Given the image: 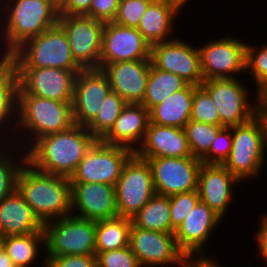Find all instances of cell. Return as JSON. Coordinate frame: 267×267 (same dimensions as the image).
<instances>
[{
  "mask_svg": "<svg viewBox=\"0 0 267 267\" xmlns=\"http://www.w3.org/2000/svg\"><path fill=\"white\" fill-rule=\"evenodd\" d=\"M147 160L157 194L170 196L198 189L202 161L196 157H156Z\"/></svg>",
  "mask_w": 267,
  "mask_h": 267,
  "instance_id": "14",
  "label": "cell"
},
{
  "mask_svg": "<svg viewBox=\"0 0 267 267\" xmlns=\"http://www.w3.org/2000/svg\"><path fill=\"white\" fill-rule=\"evenodd\" d=\"M0 267H15L13 261L3 248L0 250Z\"/></svg>",
  "mask_w": 267,
  "mask_h": 267,
  "instance_id": "49",
  "label": "cell"
},
{
  "mask_svg": "<svg viewBox=\"0 0 267 267\" xmlns=\"http://www.w3.org/2000/svg\"><path fill=\"white\" fill-rule=\"evenodd\" d=\"M153 1L154 0H120L118 13L113 22L125 27L137 28L143 14Z\"/></svg>",
  "mask_w": 267,
  "mask_h": 267,
  "instance_id": "39",
  "label": "cell"
},
{
  "mask_svg": "<svg viewBox=\"0 0 267 267\" xmlns=\"http://www.w3.org/2000/svg\"><path fill=\"white\" fill-rule=\"evenodd\" d=\"M252 45L247 43L246 46V74L249 73L257 90L267 81V42L260 47Z\"/></svg>",
  "mask_w": 267,
  "mask_h": 267,
  "instance_id": "37",
  "label": "cell"
},
{
  "mask_svg": "<svg viewBox=\"0 0 267 267\" xmlns=\"http://www.w3.org/2000/svg\"><path fill=\"white\" fill-rule=\"evenodd\" d=\"M222 126L210 125L189 120L184 131L189 143L192 156L201 159L210 149Z\"/></svg>",
  "mask_w": 267,
  "mask_h": 267,
  "instance_id": "35",
  "label": "cell"
},
{
  "mask_svg": "<svg viewBox=\"0 0 267 267\" xmlns=\"http://www.w3.org/2000/svg\"><path fill=\"white\" fill-rule=\"evenodd\" d=\"M3 239H4V235L0 233V250L3 248Z\"/></svg>",
  "mask_w": 267,
  "mask_h": 267,
  "instance_id": "51",
  "label": "cell"
},
{
  "mask_svg": "<svg viewBox=\"0 0 267 267\" xmlns=\"http://www.w3.org/2000/svg\"><path fill=\"white\" fill-rule=\"evenodd\" d=\"M110 91L109 79L101 69L79 71L75 78L72 103L74 123L86 127L97 116Z\"/></svg>",
  "mask_w": 267,
  "mask_h": 267,
  "instance_id": "18",
  "label": "cell"
},
{
  "mask_svg": "<svg viewBox=\"0 0 267 267\" xmlns=\"http://www.w3.org/2000/svg\"><path fill=\"white\" fill-rule=\"evenodd\" d=\"M266 150L263 122L256 115L247 123L232 127V149L222 165L240 182L255 180L267 161Z\"/></svg>",
  "mask_w": 267,
  "mask_h": 267,
  "instance_id": "6",
  "label": "cell"
},
{
  "mask_svg": "<svg viewBox=\"0 0 267 267\" xmlns=\"http://www.w3.org/2000/svg\"><path fill=\"white\" fill-rule=\"evenodd\" d=\"M257 107H267V81L255 90Z\"/></svg>",
  "mask_w": 267,
  "mask_h": 267,
  "instance_id": "46",
  "label": "cell"
},
{
  "mask_svg": "<svg viewBox=\"0 0 267 267\" xmlns=\"http://www.w3.org/2000/svg\"><path fill=\"white\" fill-rule=\"evenodd\" d=\"M232 149V127H223L216 135L209 151L201 158L203 164L222 165Z\"/></svg>",
  "mask_w": 267,
  "mask_h": 267,
  "instance_id": "40",
  "label": "cell"
},
{
  "mask_svg": "<svg viewBox=\"0 0 267 267\" xmlns=\"http://www.w3.org/2000/svg\"><path fill=\"white\" fill-rule=\"evenodd\" d=\"M151 45L134 27L106 22L102 35L99 69L107 64L150 59Z\"/></svg>",
  "mask_w": 267,
  "mask_h": 267,
  "instance_id": "17",
  "label": "cell"
},
{
  "mask_svg": "<svg viewBox=\"0 0 267 267\" xmlns=\"http://www.w3.org/2000/svg\"><path fill=\"white\" fill-rule=\"evenodd\" d=\"M44 224L16 189L0 202V233L6 236L44 232Z\"/></svg>",
  "mask_w": 267,
  "mask_h": 267,
  "instance_id": "26",
  "label": "cell"
},
{
  "mask_svg": "<svg viewBox=\"0 0 267 267\" xmlns=\"http://www.w3.org/2000/svg\"><path fill=\"white\" fill-rule=\"evenodd\" d=\"M184 6L180 0H154L143 14L137 29L151 46L172 40L173 34L175 37L176 18Z\"/></svg>",
  "mask_w": 267,
  "mask_h": 267,
  "instance_id": "25",
  "label": "cell"
},
{
  "mask_svg": "<svg viewBox=\"0 0 267 267\" xmlns=\"http://www.w3.org/2000/svg\"><path fill=\"white\" fill-rule=\"evenodd\" d=\"M261 219L260 224H258L259 228L257 229V232L255 233V242H256V248L258 250V254L265 260L267 263V213H263V215H260Z\"/></svg>",
  "mask_w": 267,
  "mask_h": 267,
  "instance_id": "45",
  "label": "cell"
},
{
  "mask_svg": "<svg viewBox=\"0 0 267 267\" xmlns=\"http://www.w3.org/2000/svg\"><path fill=\"white\" fill-rule=\"evenodd\" d=\"M96 140L86 127L74 124L37 139L26 150L27 162L39 171L70 178Z\"/></svg>",
  "mask_w": 267,
  "mask_h": 267,
  "instance_id": "2",
  "label": "cell"
},
{
  "mask_svg": "<svg viewBox=\"0 0 267 267\" xmlns=\"http://www.w3.org/2000/svg\"><path fill=\"white\" fill-rule=\"evenodd\" d=\"M171 234L184 222L186 216L200 201L198 190L185 193H177L169 196Z\"/></svg>",
  "mask_w": 267,
  "mask_h": 267,
  "instance_id": "38",
  "label": "cell"
},
{
  "mask_svg": "<svg viewBox=\"0 0 267 267\" xmlns=\"http://www.w3.org/2000/svg\"><path fill=\"white\" fill-rule=\"evenodd\" d=\"M12 147L15 148L12 149ZM14 150H16V152ZM19 150L22 152L20 153ZM19 154H21V156ZM26 161V150L18 146L8 144V146H5V148L0 151V202L16 190L18 174Z\"/></svg>",
  "mask_w": 267,
  "mask_h": 267,
  "instance_id": "33",
  "label": "cell"
},
{
  "mask_svg": "<svg viewBox=\"0 0 267 267\" xmlns=\"http://www.w3.org/2000/svg\"><path fill=\"white\" fill-rule=\"evenodd\" d=\"M0 151H2L4 148H5V146H7V144H5L4 143V141L0 138ZM4 143V145H2ZM1 146H4V147H1Z\"/></svg>",
  "mask_w": 267,
  "mask_h": 267,
  "instance_id": "52",
  "label": "cell"
},
{
  "mask_svg": "<svg viewBox=\"0 0 267 267\" xmlns=\"http://www.w3.org/2000/svg\"><path fill=\"white\" fill-rule=\"evenodd\" d=\"M209 39L204 45L198 46L200 54V68L204 80L237 78L246 72V46L237 37L229 35Z\"/></svg>",
  "mask_w": 267,
  "mask_h": 267,
  "instance_id": "11",
  "label": "cell"
},
{
  "mask_svg": "<svg viewBox=\"0 0 267 267\" xmlns=\"http://www.w3.org/2000/svg\"><path fill=\"white\" fill-rule=\"evenodd\" d=\"M244 85L239 77L202 82L201 86L210 94L217 106L220 126L231 128L242 125L257 115L256 98L253 102L249 101L252 94L250 95V89Z\"/></svg>",
  "mask_w": 267,
  "mask_h": 267,
  "instance_id": "8",
  "label": "cell"
},
{
  "mask_svg": "<svg viewBox=\"0 0 267 267\" xmlns=\"http://www.w3.org/2000/svg\"><path fill=\"white\" fill-rule=\"evenodd\" d=\"M7 60L14 67L83 69L74 60L67 35L59 24L24 42Z\"/></svg>",
  "mask_w": 267,
  "mask_h": 267,
  "instance_id": "5",
  "label": "cell"
},
{
  "mask_svg": "<svg viewBox=\"0 0 267 267\" xmlns=\"http://www.w3.org/2000/svg\"><path fill=\"white\" fill-rule=\"evenodd\" d=\"M197 86L188 84L185 88L169 95L164 101L149 110L150 123L184 128L190 120L193 94Z\"/></svg>",
  "mask_w": 267,
  "mask_h": 267,
  "instance_id": "28",
  "label": "cell"
},
{
  "mask_svg": "<svg viewBox=\"0 0 267 267\" xmlns=\"http://www.w3.org/2000/svg\"><path fill=\"white\" fill-rule=\"evenodd\" d=\"M3 1L0 2V40H3L0 59H7L24 42L58 24V0Z\"/></svg>",
  "mask_w": 267,
  "mask_h": 267,
  "instance_id": "1",
  "label": "cell"
},
{
  "mask_svg": "<svg viewBox=\"0 0 267 267\" xmlns=\"http://www.w3.org/2000/svg\"><path fill=\"white\" fill-rule=\"evenodd\" d=\"M16 189L43 224L71 215L70 178L39 171L26 161Z\"/></svg>",
  "mask_w": 267,
  "mask_h": 267,
  "instance_id": "4",
  "label": "cell"
},
{
  "mask_svg": "<svg viewBox=\"0 0 267 267\" xmlns=\"http://www.w3.org/2000/svg\"><path fill=\"white\" fill-rule=\"evenodd\" d=\"M3 249L13 261L15 267L33 266L36 260L39 261V253L42 249L44 251L46 249L45 234L44 232H36L6 236L3 239Z\"/></svg>",
  "mask_w": 267,
  "mask_h": 267,
  "instance_id": "29",
  "label": "cell"
},
{
  "mask_svg": "<svg viewBox=\"0 0 267 267\" xmlns=\"http://www.w3.org/2000/svg\"><path fill=\"white\" fill-rule=\"evenodd\" d=\"M46 267H97L96 255L45 257Z\"/></svg>",
  "mask_w": 267,
  "mask_h": 267,
  "instance_id": "43",
  "label": "cell"
},
{
  "mask_svg": "<svg viewBox=\"0 0 267 267\" xmlns=\"http://www.w3.org/2000/svg\"><path fill=\"white\" fill-rule=\"evenodd\" d=\"M257 116L262 120L267 144V107H257Z\"/></svg>",
  "mask_w": 267,
  "mask_h": 267,
  "instance_id": "48",
  "label": "cell"
},
{
  "mask_svg": "<svg viewBox=\"0 0 267 267\" xmlns=\"http://www.w3.org/2000/svg\"><path fill=\"white\" fill-rule=\"evenodd\" d=\"M74 60L83 69H99L104 22L85 15H59Z\"/></svg>",
  "mask_w": 267,
  "mask_h": 267,
  "instance_id": "12",
  "label": "cell"
},
{
  "mask_svg": "<svg viewBox=\"0 0 267 267\" xmlns=\"http://www.w3.org/2000/svg\"><path fill=\"white\" fill-rule=\"evenodd\" d=\"M188 85L176 74L162 71L151 65L143 104L148 110L164 101L169 95L178 92Z\"/></svg>",
  "mask_w": 267,
  "mask_h": 267,
  "instance_id": "32",
  "label": "cell"
},
{
  "mask_svg": "<svg viewBox=\"0 0 267 267\" xmlns=\"http://www.w3.org/2000/svg\"><path fill=\"white\" fill-rule=\"evenodd\" d=\"M14 68L19 80L18 94L73 103L75 78L79 71L51 67Z\"/></svg>",
  "mask_w": 267,
  "mask_h": 267,
  "instance_id": "13",
  "label": "cell"
},
{
  "mask_svg": "<svg viewBox=\"0 0 267 267\" xmlns=\"http://www.w3.org/2000/svg\"><path fill=\"white\" fill-rule=\"evenodd\" d=\"M240 181L223 165L203 164L198 173V193L200 201L207 204L222 220L228 213L235 196L233 186Z\"/></svg>",
  "mask_w": 267,
  "mask_h": 267,
  "instance_id": "21",
  "label": "cell"
},
{
  "mask_svg": "<svg viewBox=\"0 0 267 267\" xmlns=\"http://www.w3.org/2000/svg\"><path fill=\"white\" fill-rule=\"evenodd\" d=\"M74 124L70 102L18 94L14 145L27 150L37 139L65 131Z\"/></svg>",
  "mask_w": 267,
  "mask_h": 267,
  "instance_id": "3",
  "label": "cell"
},
{
  "mask_svg": "<svg viewBox=\"0 0 267 267\" xmlns=\"http://www.w3.org/2000/svg\"><path fill=\"white\" fill-rule=\"evenodd\" d=\"M18 89L19 80L16 69L7 59H0V138L9 145H14L15 131L13 130L16 129L17 124Z\"/></svg>",
  "mask_w": 267,
  "mask_h": 267,
  "instance_id": "27",
  "label": "cell"
},
{
  "mask_svg": "<svg viewBox=\"0 0 267 267\" xmlns=\"http://www.w3.org/2000/svg\"><path fill=\"white\" fill-rule=\"evenodd\" d=\"M45 257L64 255H96L95 221L74 215L64 216L44 223Z\"/></svg>",
  "mask_w": 267,
  "mask_h": 267,
  "instance_id": "7",
  "label": "cell"
},
{
  "mask_svg": "<svg viewBox=\"0 0 267 267\" xmlns=\"http://www.w3.org/2000/svg\"><path fill=\"white\" fill-rule=\"evenodd\" d=\"M150 60L153 67L176 74L188 84L201 86L204 81L198 46L179 37L152 45Z\"/></svg>",
  "mask_w": 267,
  "mask_h": 267,
  "instance_id": "15",
  "label": "cell"
},
{
  "mask_svg": "<svg viewBox=\"0 0 267 267\" xmlns=\"http://www.w3.org/2000/svg\"><path fill=\"white\" fill-rule=\"evenodd\" d=\"M129 247L141 267H175L186 257L178 248L174 234L141 229L133 223Z\"/></svg>",
  "mask_w": 267,
  "mask_h": 267,
  "instance_id": "16",
  "label": "cell"
},
{
  "mask_svg": "<svg viewBox=\"0 0 267 267\" xmlns=\"http://www.w3.org/2000/svg\"><path fill=\"white\" fill-rule=\"evenodd\" d=\"M202 267H224V266L220 265V263L216 259L210 256H204L202 257Z\"/></svg>",
  "mask_w": 267,
  "mask_h": 267,
  "instance_id": "50",
  "label": "cell"
},
{
  "mask_svg": "<svg viewBox=\"0 0 267 267\" xmlns=\"http://www.w3.org/2000/svg\"><path fill=\"white\" fill-rule=\"evenodd\" d=\"M221 221L207 204L199 201L174 232L178 248L189 257L206 256L204 248Z\"/></svg>",
  "mask_w": 267,
  "mask_h": 267,
  "instance_id": "19",
  "label": "cell"
},
{
  "mask_svg": "<svg viewBox=\"0 0 267 267\" xmlns=\"http://www.w3.org/2000/svg\"><path fill=\"white\" fill-rule=\"evenodd\" d=\"M131 220L141 229L171 233L169 196L155 193Z\"/></svg>",
  "mask_w": 267,
  "mask_h": 267,
  "instance_id": "30",
  "label": "cell"
},
{
  "mask_svg": "<svg viewBox=\"0 0 267 267\" xmlns=\"http://www.w3.org/2000/svg\"><path fill=\"white\" fill-rule=\"evenodd\" d=\"M149 123V110L143 104L127 103L101 141L128 148L135 153L144 140Z\"/></svg>",
  "mask_w": 267,
  "mask_h": 267,
  "instance_id": "24",
  "label": "cell"
},
{
  "mask_svg": "<svg viewBox=\"0 0 267 267\" xmlns=\"http://www.w3.org/2000/svg\"><path fill=\"white\" fill-rule=\"evenodd\" d=\"M96 265L97 267H141L129 246L98 253Z\"/></svg>",
  "mask_w": 267,
  "mask_h": 267,
  "instance_id": "41",
  "label": "cell"
},
{
  "mask_svg": "<svg viewBox=\"0 0 267 267\" xmlns=\"http://www.w3.org/2000/svg\"><path fill=\"white\" fill-rule=\"evenodd\" d=\"M127 102L116 92L110 91L104 98L97 116L86 126L90 133L101 140L114 126Z\"/></svg>",
  "mask_w": 267,
  "mask_h": 267,
  "instance_id": "34",
  "label": "cell"
},
{
  "mask_svg": "<svg viewBox=\"0 0 267 267\" xmlns=\"http://www.w3.org/2000/svg\"><path fill=\"white\" fill-rule=\"evenodd\" d=\"M71 214L99 221L118 216L115 186L103 183H71Z\"/></svg>",
  "mask_w": 267,
  "mask_h": 267,
  "instance_id": "20",
  "label": "cell"
},
{
  "mask_svg": "<svg viewBox=\"0 0 267 267\" xmlns=\"http://www.w3.org/2000/svg\"><path fill=\"white\" fill-rule=\"evenodd\" d=\"M177 266L178 267H202V257L186 256Z\"/></svg>",
  "mask_w": 267,
  "mask_h": 267,
  "instance_id": "47",
  "label": "cell"
},
{
  "mask_svg": "<svg viewBox=\"0 0 267 267\" xmlns=\"http://www.w3.org/2000/svg\"><path fill=\"white\" fill-rule=\"evenodd\" d=\"M135 154L142 159L193 157L183 128L149 123L143 142Z\"/></svg>",
  "mask_w": 267,
  "mask_h": 267,
  "instance_id": "23",
  "label": "cell"
},
{
  "mask_svg": "<svg viewBox=\"0 0 267 267\" xmlns=\"http://www.w3.org/2000/svg\"><path fill=\"white\" fill-rule=\"evenodd\" d=\"M59 15H85L92 0H58Z\"/></svg>",
  "mask_w": 267,
  "mask_h": 267,
  "instance_id": "44",
  "label": "cell"
},
{
  "mask_svg": "<svg viewBox=\"0 0 267 267\" xmlns=\"http://www.w3.org/2000/svg\"><path fill=\"white\" fill-rule=\"evenodd\" d=\"M151 60L114 62L102 71L107 75L111 91L116 92L127 103L141 104L144 100Z\"/></svg>",
  "mask_w": 267,
  "mask_h": 267,
  "instance_id": "22",
  "label": "cell"
},
{
  "mask_svg": "<svg viewBox=\"0 0 267 267\" xmlns=\"http://www.w3.org/2000/svg\"><path fill=\"white\" fill-rule=\"evenodd\" d=\"M190 120L220 126L217 106L202 86H197L194 90Z\"/></svg>",
  "mask_w": 267,
  "mask_h": 267,
  "instance_id": "36",
  "label": "cell"
},
{
  "mask_svg": "<svg viewBox=\"0 0 267 267\" xmlns=\"http://www.w3.org/2000/svg\"><path fill=\"white\" fill-rule=\"evenodd\" d=\"M182 1L185 5H187L188 2H191L190 0H180Z\"/></svg>",
  "mask_w": 267,
  "mask_h": 267,
  "instance_id": "53",
  "label": "cell"
},
{
  "mask_svg": "<svg viewBox=\"0 0 267 267\" xmlns=\"http://www.w3.org/2000/svg\"><path fill=\"white\" fill-rule=\"evenodd\" d=\"M120 0H92L85 16L101 22H113L117 16Z\"/></svg>",
  "mask_w": 267,
  "mask_h": 267,
  "instance_id": "42",
  "label": "cell"
},
{
  "mask_svg": "<svg viewBox=\"0 0 267 267\" xmlns=\"http://www.w3.org/2000/svg\"><path fill=\"white\" fill-rule=\"evenodd\" d=\"M131 225V219L121 216L95 221L96 255L128 247Z\"/></svg>",
  "mask_w": 267,
  "mask_h": 267,
  "instance_id": "31",
  "label": "cell"
},
{
  "mask_svg": "<svg viewBox=\"0 0 267 267\" xmlns=\"http://www.w3.org/2000/svg\"><path fill=\"white\" fill-rule=\"evenodd\" d=\"M115 191L118 216L132 219L156 193L147 160L134 153L124 165Z\"/></svg>",
  "mask_w": 267,
  "mask_h": 267,
  "instance_id": "10",
  "label": "cell"
},
{
  "mask_svg": "<svg viewBox=\"0 0 267 267\" xmlns=\"http://www.w3.org/2000/svg\"><path fill=\"white\" fill-rule=\"evenodd\" d=\"M134 152L122 146L108 145L96 140L85 152L71 183H103L115 186L123 167Z\"/></svg>",
  "mask_w": 267,
  "mask_h": 267,
  "instance_id": "9",
  "label": "cell"
}]
</instances>
